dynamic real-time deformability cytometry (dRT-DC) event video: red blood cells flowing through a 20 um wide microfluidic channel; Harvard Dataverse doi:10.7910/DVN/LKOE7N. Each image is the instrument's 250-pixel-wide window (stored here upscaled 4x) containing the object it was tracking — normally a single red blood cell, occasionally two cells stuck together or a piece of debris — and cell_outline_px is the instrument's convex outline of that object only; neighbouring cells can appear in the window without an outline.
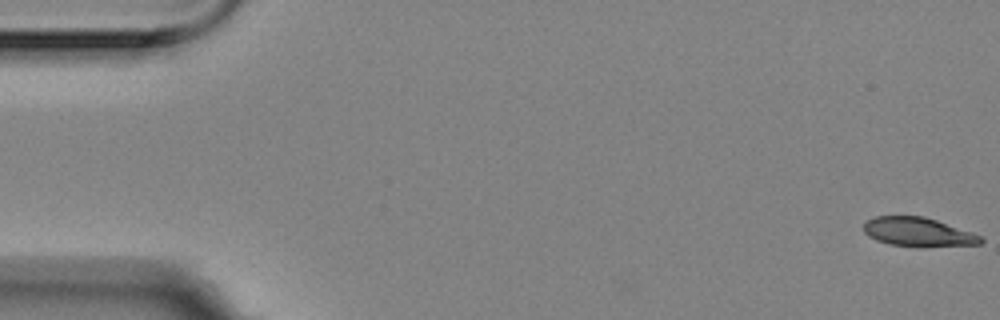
{"species": "Egyptian fruit bat (a non-hibernating species)", "species_latin": "Rousettus aegyptiacus", "temperature_condition": "room temperature", "stored_images_in_passage": 5, "camera_frame_rate_fps": 3000, "um_per_image_px": 0.085, "animal": {"sex": "female"}, "frame": {"image": 1, "passage_image": 1, "time_ms": 0.0, "image_size_px": [1000, 320], "cell_outline_px": [[984, 240], [980, 244], [924, 248], [920, 248], [888, 244], [876, 240], [868, 236], [864, 232], [864, 224], [868, 220], [876, 216], [924, 216], [972, 232], [980, 236]], "centroid_in_image_um": [78.05, 19.75], "position_along_channel_um": 7.0, "area_um2": 20.06}}